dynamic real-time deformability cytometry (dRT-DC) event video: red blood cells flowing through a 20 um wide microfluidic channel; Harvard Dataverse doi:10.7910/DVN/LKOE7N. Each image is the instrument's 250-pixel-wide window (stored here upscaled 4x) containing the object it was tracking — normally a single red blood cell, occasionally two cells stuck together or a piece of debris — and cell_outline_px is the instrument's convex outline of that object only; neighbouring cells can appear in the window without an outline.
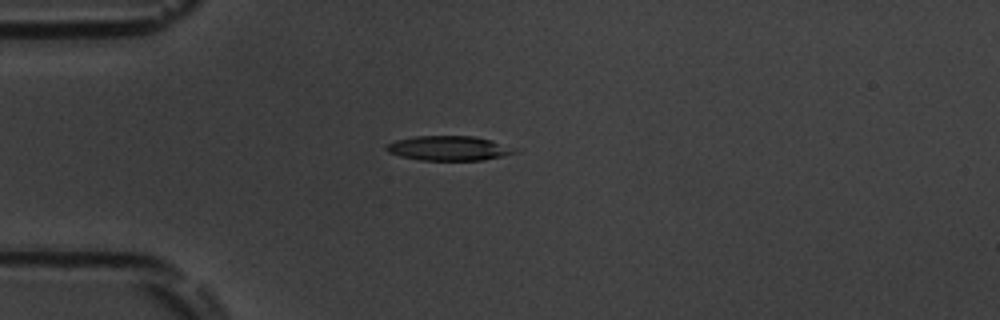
{"species": "common noctule bat (a hibernating species)", "species_latin": "Nyctalus noctula", "temperature_condition": "room temperature", "stored_images_in_passage": 4, "camera_frame_rate_fps": 3000, "um_per_image_px": 0.085, "animal": {"sex": "male", "body_mass_g": 19.5, "forearm_length_mm": 54.6}, "frame": {"image": 1, "passage_image": 1, "time_ms": 0.0, "image_size_px": [1000, 320], "cell_outline_px": [[520, 152], [484, 160], [420, 160], [400, 156], [388, 152], [384, 148], [388, 144], [396, 140], [412, 136], [472, 136], [488, 140], [516, 148]], "centroid_in_image_um": [38.13, 12.6], "position_along_channel_um": 46.9, "area_um2": 18.32}}